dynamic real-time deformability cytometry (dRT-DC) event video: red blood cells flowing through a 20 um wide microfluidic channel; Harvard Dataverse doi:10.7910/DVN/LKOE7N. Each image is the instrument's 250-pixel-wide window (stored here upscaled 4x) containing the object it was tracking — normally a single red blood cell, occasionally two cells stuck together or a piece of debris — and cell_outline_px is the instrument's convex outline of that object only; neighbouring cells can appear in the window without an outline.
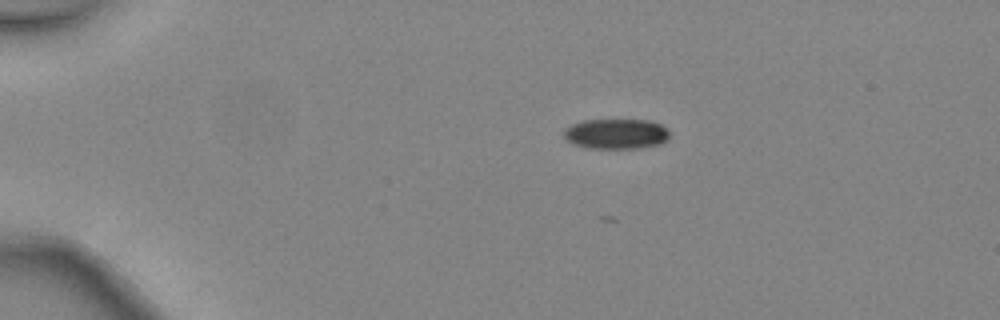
{"species": "common noctule bat (a hibernating species)", "species_latin": "Nyctalus noctula", "temperature_condition": "warm", "stored_images_in_passage": 2, "camera_frame_rate_fps": 3000, "um_per_image_px": 0.085, "animal": {"sex": "female", "body_mass_g": 24.6, "forearm_length_mm": 56.2}, "frame": {"image": 1, "passage_image": 1, "time_ms": 0.0, "image_size_px": [1000, 320], "cell_outline_px": [[668, 140], [660, 144], [636, 148], [588, 148], [572, 144], [564, 136], [564, 128], [572, 124], [584, 120], [652, 120], [668, 128]], "centroid_in_image_um": [52.38, 11.37], "position_along_channel_um": 32.6, "area_um2": 18.67}}